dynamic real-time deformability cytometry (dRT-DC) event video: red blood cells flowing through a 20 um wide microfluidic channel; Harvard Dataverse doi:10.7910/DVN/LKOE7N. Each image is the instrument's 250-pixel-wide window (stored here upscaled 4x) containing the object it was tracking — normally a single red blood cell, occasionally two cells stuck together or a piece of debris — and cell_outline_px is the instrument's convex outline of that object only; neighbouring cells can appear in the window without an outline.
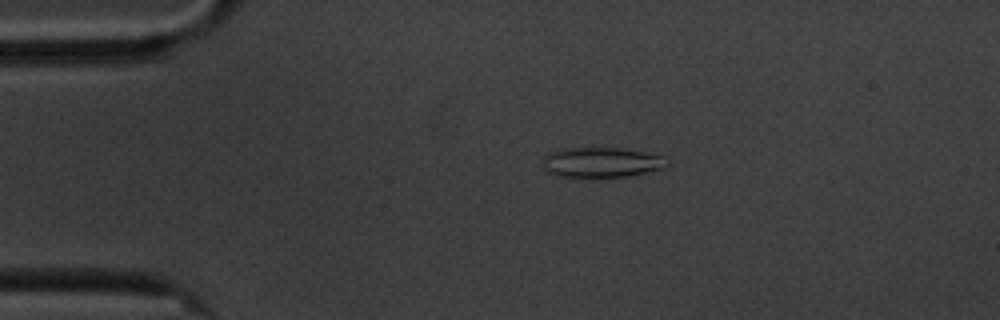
{"species": "common noctule bat (a hibernating species)", "species_latin": "Nyctalus noctula", "temperature_condition": "cold", "stored_images_in_passage": 51, "camera_frame_rate_fps": 3000, "um_per_image_px": 0.085, "animal": {"sex": "male", "body_mass_g": 20.1, "forearm_length_mm": 53.5}, "frame": {"image": 1, "passage_image": 4, "time_ms": 1.0, "image_size_px": [1000, 320], "cell_outline_px": [[668, 164], [664, 168], [628, 176], [580, 180], [552, 176], [544, 172], [544, 156], [548, 152], [560, 148], [620, 148], [644, 152], [660, 156]], "centroid_in_image_um": [50.97, 13.85], "position_along_channel_um": 34.0, "area_um2": 22.66}}
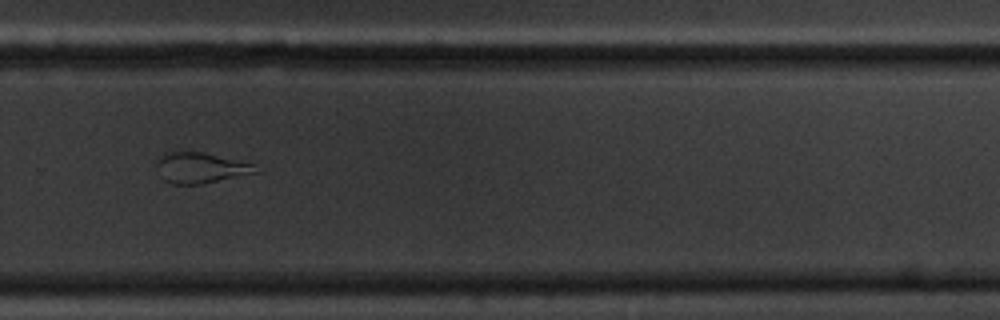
{"frame": {"image": 2, "passage_image": 32, "time_ms": 10.333, "image_size_px": [1000, 320], "cell_outline_px": [[256, 172], [200, 184], [172, 184], [164, 180], [156, 164], [156, 156], [164, 152], [200, 152], [256, 164]], "centroid_in_image_um": [16.97, 14.25], "position_along_channel_um": 312.8, "area_um2": 17.34}}
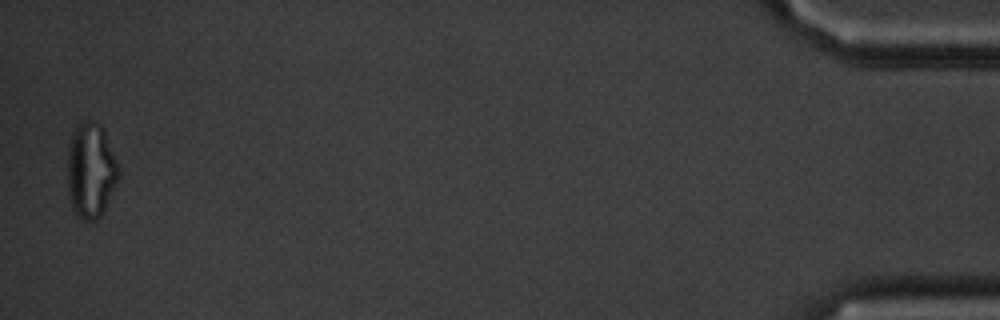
{"frame": {"image": 3, "passage_image": 50, "time_ms": 16.333, "image_size_px": [1000, 320], "cell_outline_px": [[120, 176], [104, 212], [96, 220], [84, 220], [72, 208], [68, 192], [68, 148], [72, 136], [76, 128], [80, 124], [88, 120], [92, 120], [100, 124], [104, 128], [120, 168]], "centroid_in_image_um": [7.76, 14.49], "position_along_channel_um": 427.4, "area_um2": 28.44}, "authors_computed_cell_mechanics": {"area_um2": 18.9584, "velocity_mm_per_s": 3.3983, "shape_relaxation_time_tau1_ms": null, "shape_relaxation_time_tau2_ms": 3.2794, "deformation_change_tau1": null, "deformation_change_tau2": 0.125}}